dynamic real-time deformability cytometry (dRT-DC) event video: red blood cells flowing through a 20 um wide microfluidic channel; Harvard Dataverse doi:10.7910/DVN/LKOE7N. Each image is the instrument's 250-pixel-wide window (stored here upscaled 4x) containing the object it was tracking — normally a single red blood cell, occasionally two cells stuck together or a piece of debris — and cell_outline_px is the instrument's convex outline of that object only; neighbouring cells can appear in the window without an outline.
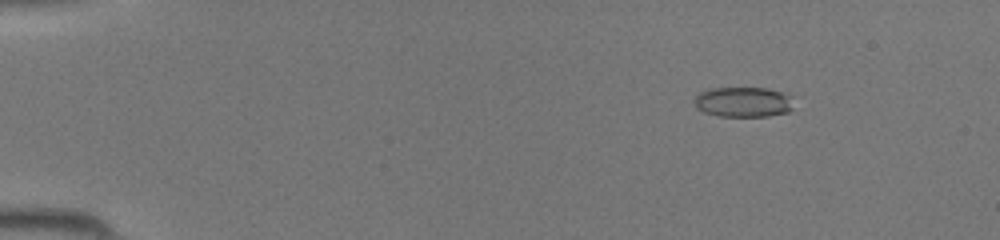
{"species": "common noctule bat (a hibernating species)", "species_latin": "Nyctalus noctula", "temperature_condition": "room temperature", "stored_images_in_passage": 42, "camera_frame_rate_fps": 3000, "um_per_image_px": 0.085, "animal": {"sex": "female", "body_mass_g": 19.5, "forearm_length_mm": 54.1}, "frame": {"image": 1, "passage_image": 7, "time_ms": 2.0, "image_size_px": [1000, 240], "cell_outline_px": [[792, 108], [788, 112], [768, 116], [720, 116], [704, 112], [696, 108], [692, 100], [700, 92], [712, 88], [768, 88], [780, 92], [788, 96]], "centroid_in_image_um": [63.11, 8.67], "position_along_channel_um": 21.9, "area_um2": 17.28}}
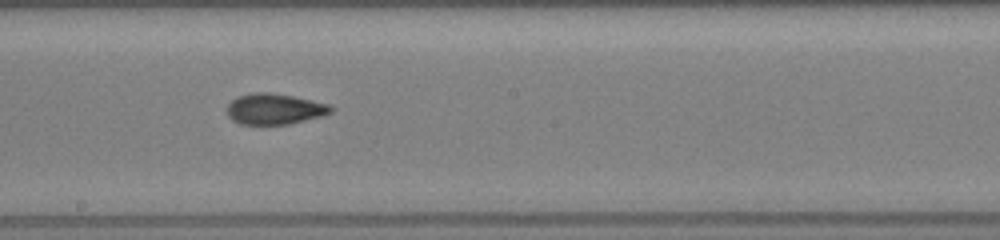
{"frame": {"image": 2, "passage_image": 27, "time_ms": 8.667, "image_size_px": [1000, 240], "cell_outline_px": [[332, 112], [320, 116], [288, 124], [240, 124], [232, 120], [228, 116], [228, 104], [236, 96], [252, 92], [268, 92], [292, 96], [328, 104], [332, 108]], "centroid_in_image_um": [23.28, 9.25], "position_along_channel_um": 224.9, "area_um2": 18.44}}
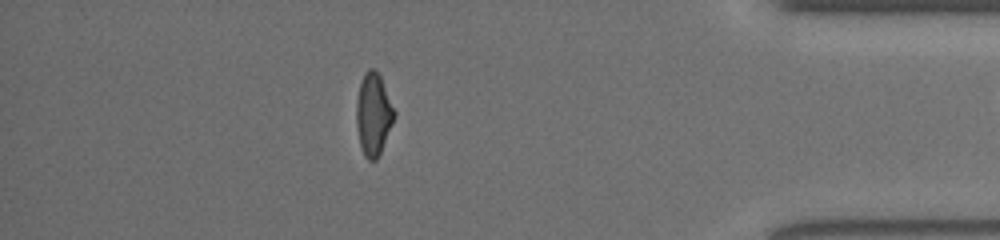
{"frame": {"image": 3, "passage_image": 41, "time_ms": 13.333, "image_size_px": [1000, 240], "cell_outline_px": [[396, 116], [380, 152], [376, 160], [368, 160], [364, 156], [360, 144], [356, 124], [356, 100], [360, 84], [364, 72], [368, 68], [376, 68], [380, 76], [396, 112]], "centroid_in_image_um": [31.74, 9.69], "position_along_channel_um": 403.5, "area_um2": 18.21}}